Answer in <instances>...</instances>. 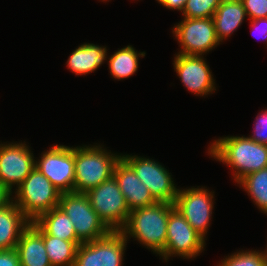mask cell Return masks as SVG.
Instances as JSON below:
<instances>
[{"label": "cell", "mask_w": 267, "mask_h": 266, "mask_svg": "<svg viewBox=\"0 0 267 266\" xmlns=\"http://www.w3.org/2000/svg\"><path fill=\"white\" fill-rule=\"evenodd\" d=\"M246 17L241 0H222L212 17L218 41L222 43L228 39L240 28Z\"/></svg>", "instance_id": "e0dca14e"}, {"label": "cell", "mask_w": 267, "mask_h": 266, "mask_svg": "<svg viewBox=\"0 0 267 266\" xmlns=\"http://www.w3.org/2000/svg\"><path fill=\"white\" fill-rule=\"evenodd\" d=\"M129 243L121 231H110L106 236L78 246L74 266H123Z\"/></svg>", "instance_id": "8fae6325"}, {"label": "cell", "mask_w": 267, "mask_h": 266, "mask_svg": "<svg viewBox=\"0 0 267 266\" xmlns=\"http://www.w3.org/2000/svg\"><path fill=\"white\" fill-rule=\"evenodd\" d=\"M250 21V27L251 30L258 31L257 35L261 36L267 43V17L266 18H259V19H253ZM267 46V45H266Z\"/></svg>", "instance_id": "f1b7e54d"}, {"label": "cell", "mask_w": 267, "mask_h": 266, "mask_svg": "<svg viewBox=\"0 0 267 266\" xmlns=\"http://www.w3.org/2000/svg\"><path fill=\"white\" fill-rule=\"evenodd\" d=\"M58 206L72 221L76 237L82 243L102 238L111 231L91 207L86 193H61Z\"/></svg>", "instance_id": "5b68a950"}, {"label": "cell", "mask_w": 267, "mask_h": 266, "mask_svg": "<svg viewBox=\"0 0 267 266\" xmlns=\"http://www.w3.org/2000/svg\"><path fill=\"white\" fill-rule=\"evenodd\" d=\"M91 207L112 231H120L126 224L130 209L114 177L86 192Z\"/></svg>", "instance_id": "52a82bcc"}, {"label": "cell", "mask_w": 267, "mask_h": 266, "mask_svg": "<svg viewBox=\"0 0 267 266\" xmlns=\"http://www.w3.org/2000/svg\"><path fill=\"white\" fill-rule=\"evenodd\" d=\"M12 194V201L30 222L58 207L61 197V192L36 167Z\"/></svg>", "instance_id": "277c9868"}, {"label": "cell", "mask_w": 267, "mask_h": 266, "mask_svg": "<svg viewBox=\"0 0 267 266\" xmlns=\"http://www.w3.org/2000/svg\"><path fill=\"white\" fill-rule=\"evenodd\" d=\"M204 56L176 53L173 69L185 88L195 96H207L215 93V79Z\"/></svg>", "instance_id": "5bb4252c"}, {"label": "cell", "mask_w": 267, "mask_h": 266, "mask_svg": "<svg viewBox=\"0 0 267 266\" xmlns=\"http://www.w3.org/2000/svg\"><path fill=\"white\" fill-rule=\"evenodd\" d=\"M12 201V193L0 184V208H3Z\"/></svg>", "instance_id": "4dcf8cb0"}, {"label": "cell", "mask_w": 267, "mask_h": 266, "mask_svg": "<svg viewBox=\"0 0 267 266\" xmlns=\"http://www.w3.org/2000/svg\"><path fill=\"white\" fill-rule=\"evenodd\" d=\"M250 20L267 17V0H241Z\"/></svg>", "instance_id": "4316f807"}, {"label": "cell", "mask_w": 267, "mask_h": 266, "mask_svg": "<svg viewBox=\"0 0 267 266\" xmlns=\"http://www.w3.org/2000/svg\"><path fill=\"white\" fill-rule=\"evenodd\" d=\"M174 204L157 202L154 205L130 211L128 220L120 230L127 241L132 238L151 252L159 255L166 245L169 213Z\"/></svg>", "instance_id": "7a4b0ae2"}, {"label": "cell", "mask_w": 267, "mask_h": 266, "mask_svg": "<svg viewBox=\"0 0 267 266\" xmlns=\"http://www.w3.org/2000/svg\"><path fill=\"white\" fill-rule=\"evenodd\" d=\"M43 237L46 253L52 266H74L81 241H66L48 235L35 221L30 222Z\"/></svg>", "instance_id": "ffe728a7"}, {"label": "cell", "mask_w": 267, "mask_h": 266, "mask_svg": "<svg viewBox=\"0 0 267 266\" xmlns=\"http://www.w3.org/2000/svg\"><path fill=\"white\" fill-rule=\"evenodd\" d=\"M35 160V167L61 192L74 191V147L53 145Z\"/></svg>", "instance_id": "7c38bea8"}, {"label": "cell", "mask_w": 267, "mask_h": 266, "mask_svg": "<svg viewBox=\"0 0 267 266\" xmlns=\"http://www.w3.org/2000/svg\"><path fill=\"white\" fill-rule=\"evenodd\" d=\"M207 187L179 188L174 206L205 240L212 221L214 194Z\"/></svg>", "instance_id": "30bf717a"}, {"label": "cell", "mask_w": 267, "mask_h": 266, "mask_svg": "<svg viewBox=\"0 0 267 266\" xmlns=\"http://www.w3.org/2000/svg\"><path fill=\"white\" fill-rule=\"evenodd\" d=\"M15 249L21 266H52L42 234L31 223L23 230Z\"/></svg>", "instance_id": "2e32d148"}, {"label": "cell", "mask_w": 267, "mask_h": 266, "mask_svg": "<svg viewBox=\"0 0 267 266\" xmlns=\"http://www.w3.org/2000/svg\"><path fill=\"white\" fill-rule=\"evenodd\" d=\"M0 266H21L18 253L15 248L0 250Z\"/></svg>", "instance_id": "83f0119b"}, {"label": "cell", "mask_w": 267, "mask_h": 266, "mask_svg": "<svg viewBox=\"0 0 267 266\" xmlns=\"http://www.w3.org/2000/svg\"><path fill=\"white\" fill-rule=\"evenodd\" d=\"M255 118L254 131L248 137L257 143L267 145V108L261 110Z\"/></svg>", "instance_id": "484cf974"}, {"label": "cell", "mask_w": 267, "mask_h": 266, "mask_svg": "<svg viewBox=\"0 0 267 266\" xmlns=\"http://www.w3.org/2000/svg\"><path fill=\"white\" fill-rule=\"evenodd\" d=\"M35 222L48 235L66 241H80L76 237L72 221L59 206L42 214Z\"/></svg>", "instance_id": "7402d4cb"}, {"label": "cell", "mask_w": 267, "mask_h": 266, "mask_svg": "<svg viewBox=\"0 0 267 266\" xmlns=\"http://www.w3.org/2000/svg\"><path fill=\"white\" fill-rule=\"evenodd\" d=\"M30 148L25 141L0 143V184L11 193L35 168L36 158Z\"/></svg>", "instance_id": "4fadbf2b"}, {"label": "cell", "mask_w": 267, "mask_h": 266, "mask_svg": "<svg viewBox=\"0 0 267 266\" xmlns=\"http://www.w3.org/2000/svg\"><path fill=\"white\" fill-rule=\"evenodd\" d=\"M107 47L93 43H84L72 51L66 62L67 68L75 75L95 72L107 61Z\"/></svg>", "instance_id": "ac0fdd59"}, {"label": "cell", "mask_w": 267, "mask_h": 266, "mask_svg": "<svg viewBox=\"0 0 267 266\" xmlns=\"http://www.w3.org/2000/svg\"><path fill=\"white\" fill-rule=\"evenodd\" d=\"M217 266H267V254L265 250H237L224 256Z\"/></svg>", "instance_id": "cb8c5ba5"}, {"label": "cell", "mask_w": 267, "mask_h": 266, "mask_svg": "<svg viewBox=\"0 0 267 266\" xmlns=\"http://www.w3.org/2000/svg\"><path fill=\"white\" fill-rule=\"evenodd\" d=\"M172 33L179 43V54L204 56L221 44L213 18H183L174 24Z\"/></svg>", "instance_id": "9c48e42d"}, {"label": "cell", "mask_w": 267, "mask_h": 266, "mask_svg": "<svg viewBox=\"0 0 267 266\" xmlns=\"http://www.w3.org/2000/svg\"><path fill=\"white\" fill-rule=\"evenodd\" d=\"M187 1L188 0H161L159 4L166 7L167 9H172L173 11L177 10L182 13L185 3Z\"/></svg>", "instance_id": "f546056e"}, {"label": "cell", "mask_w": 267, "mask_h": 266, "mask_svg": "<svg viewBox=\"0 0 267 266\" xmlns=\"http://www.w3.org/2000/svg\"><path fill=\"white\" fill-rule=\"evenodd\" d=\"M206 241L197 233L181 213L174 208L169 213L165 249L159 257L165 262L170 257L193 260L205 250Z\"/></svg>", "instance_id": "8992f818"}, {"label": "cell", "mask_w": 267, "mask_h": 266, "mask_svg": "<svg viewBox=\"0 0 267 266\" xmlns=\"http://www.w3.org/2000/svg\"><path fill=\"white\" fill-rule=\"evenodd\" d=\"M29 224L30 221L13 201L0 208V250L16 248L23 230Z\"/></svg>", "instance_id": "d6986e66"}, {"label": "cell", "mask_w": 267, "mask_h": 266, "mask_svg": "<svg viewBox=\"0 0 267 266\" xmlns=\"http://www.w3.org/2000/svg\"><path fill=\"white\" fill-rule=\"evenodd\" d=\"M121 157L98 143L74 147V192L86 193L111 179Z\"/></svg>", "instance_id": "3957f363"}, {"label": "cell", "mask_w": 267, "mask_h": 266, "mask_svg": "<svg viewBox=\"0 0 267 266\" xmlns=\"http://www.w3.org/2000/svg\"><path fill=\"white\" fill-rule=\"evenodd\" d=\"M145 55V51L139 52L132 45L118 48L114 54L107 57L110 75L118 81L131 77L139 68V58H143Z\"/></svg>", "instance_id": "44dd1931"}, {"label": "cell", "mask_w": 267, "mask_h": 266, "mask_svg": "<svg viewBox=\"0 0 267 266\" xmlns=\"http://www.w3.org/2000/svg\"><path fill=\"white\" fill-rule=\"evenodd\" d=\"M207 151L211 158L231 167L236 183L248 174L267 167V145L245 135L215 139Z\"/></svg>", "instance_id": "6da1fadb"}, {"label": "cell", "mask_w": 267, "mask_h": 266, "mask_svg": "<svg viewBox=\"0 0 267 266\" xmlns=\"http://www.w3.org/2000/svg\"><path fill=\"white\" fill-rule=\"evenodd\" d=\"M113 177L117 181L130 211L157 203L149 189L122 157L115 165Z\"/></svg>", "instance_id": "9a60e30c"}, {"label": "cell", "mask_w": 267, "mask_h": 266, "mask_svg": "<svg viewBox=\"0 0 267 266\" xmlns=\"http://www.w3.org/2000/svg\"><path fill=\"white\" fill-rule=\"evenodd\" d=\"M122 158L133 168L157 202L175 203L179 188L164 165L152 158L135 154H122Z\"/></svg>", "instance_id": "ba28073f"}, {"label": "cell", "mask_w": 267, "mask_h": 266, "mask_svg": "<svg viewBox=\"0 0 267 266\" xmlns=\"http://www.w3.org/2000/svg\"><path fill=\"white\" fill-rule=\"evenodd\" d=\"M222 0H188L182 11L184 18H212Z\"/></svg>", "instance_id": "d4e9b609"}, {"label": "cell", "mask_w": 267, "mask_h": 266, "mask_svg": "<svg viewBox=\"0 0 267 266\" xmlns=\"http://www.w3.org/2000/svg\"><path fill=\"white\" fill-rule=\"evenodd\" d=\"M237 184L248 193L261 213L267 215V167L248 174Z\"/></svg>", "instance_id": "603a6c76"}]
</instances>
